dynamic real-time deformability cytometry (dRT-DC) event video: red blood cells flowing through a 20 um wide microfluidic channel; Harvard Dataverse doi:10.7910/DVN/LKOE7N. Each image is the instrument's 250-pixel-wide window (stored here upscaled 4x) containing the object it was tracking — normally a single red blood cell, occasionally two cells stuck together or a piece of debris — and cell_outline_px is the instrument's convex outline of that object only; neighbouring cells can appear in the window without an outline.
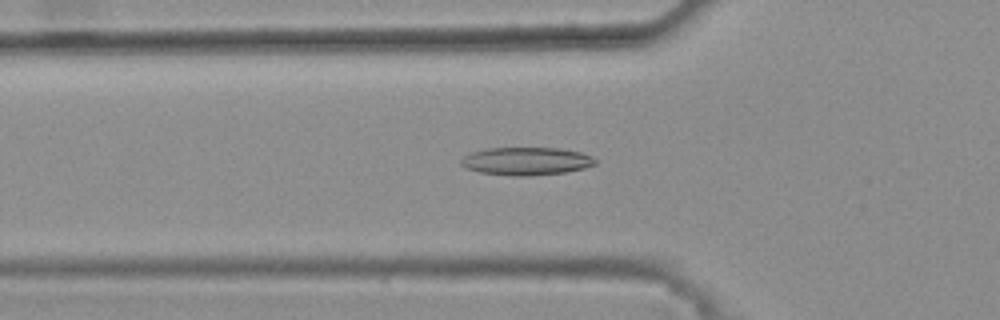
{"species": "common noctule bat (a hibernating species)", "species_latin": "Nyctalus noctula", "temperature_condition": "warm", "stored_images_in_passage": 35, "camera_frame_rate_fps": 3000, "um_per_image_px": 0.085, "animal": {"sex": "female", "body_mass_g": 25.1}, "frame": {"image": 1, "passage_image": 7, "time_ms": 2.0, "image_size_px": [1000, 320], "cell_outline_px": [[596, 164], [584, 168], [564, 172], [532, 176], [512, 176], [480, 172], [464, 168], [460, 164], [460, 160], [464, 156], [472, 152], [488, 148], [560, 148], [580, 152], [592, 156], [596, 160]], "centroid_in_image_um": [44.72, 13.7], "position_along_channel_um": 81.1, "area_um2": 21.91}}
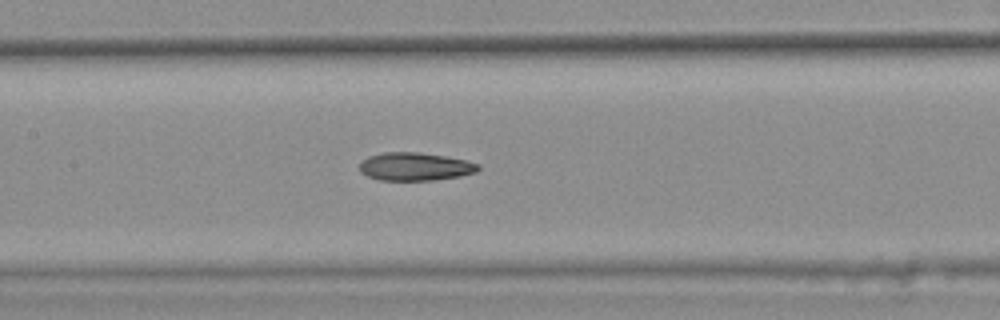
{"frame": {"image": 2, "passage_image": 14, "time_ms": 4.333, "image_size_px": [1000, 320], "cell_outline_px": [[480, 168], [476, 172], [460, 176], [432, 180], [380, 180], [368, 176], [360, 172], [360, 164], [368, 156], [384, 152], [420, 152], [444, 156], [464, 160], [480, 164]], "centroid_in_image_um": [35.28, 14.16], "position_along_channel_um": 172.1, "area_um2": 19.31}}
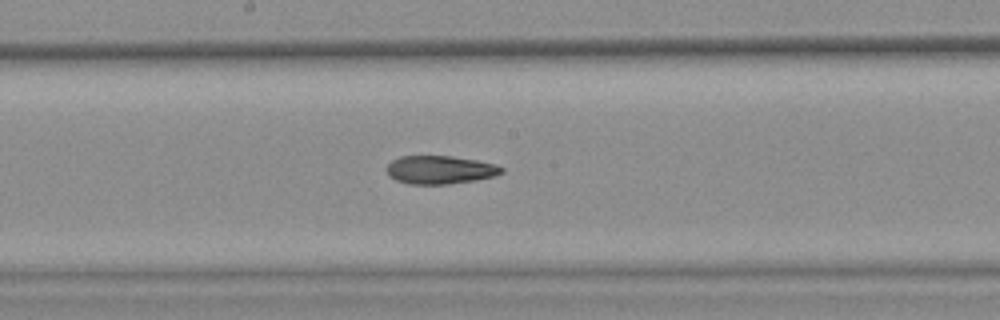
{"frame": {"image": 3, "passage_image": 17, "time_ms": 5.333, "image_size_px": [1000, 320], "cell_outline_px": [[504, 172], [496, 176], [476, 180], [448, 184], [408, 184], [396, 180], [388, 176], [384, 168], [392, 160], [400, 156], [452, 156], [476, 160], [492, 164], [504, 168]], "centroid_in_image_um": [37.36, 14.44], "position_along_channel_um": 210.8, "area_um2": 19.07}, "authors_computed_cell_mechanics": {"area_um2": 19.363, "velocity_mm_per_s": 3.8813, "shape_relaxation_time_tau1_ms": null, "shape_relaxation_time_tau2_ms": 5.0982, "deformation_change_tau1": null, "deformation_change_tau2": 0.1327}}